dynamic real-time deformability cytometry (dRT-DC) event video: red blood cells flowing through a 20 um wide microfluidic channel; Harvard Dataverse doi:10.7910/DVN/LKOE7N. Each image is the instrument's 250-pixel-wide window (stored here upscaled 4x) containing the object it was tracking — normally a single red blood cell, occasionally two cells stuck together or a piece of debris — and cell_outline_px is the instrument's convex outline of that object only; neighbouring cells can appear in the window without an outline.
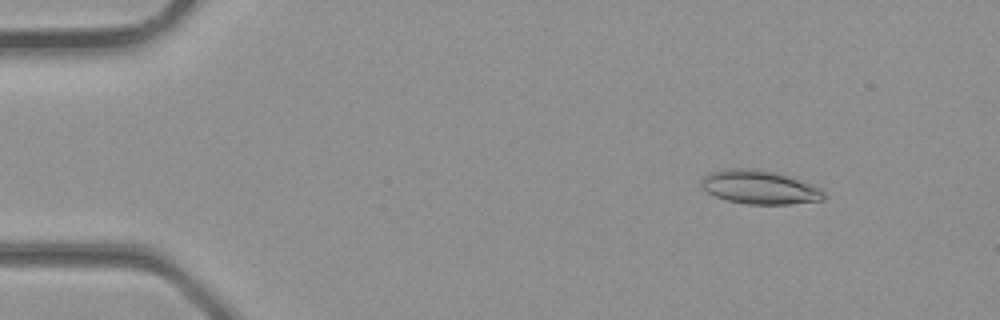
{"species": "common noctule bat (a hibernating species)", "species_latin": "Nyctalus noctula", "temperature_condition": "room temperature", "stored_images_in_passage": 3, "camera_frame_rate_fps": 3000, "um_per_image_px": 0.085, "animal": {"sex": "male", "body_mass_g": 23.1, "forearm_length_mm": 52.7}, "frame": {"image": 1, "passage_image": 3, "time_ms": 0.667, "image_size_px": [1000, 320], "cell_outline_px": [[824, 200], [788, 204], [748, 204], [724, 200], [708, 192], [700, 184], [700, 180], [708, 172], [732, 168], [752, 168], [772, 172], [788, 176], [824, 188]], "centroid_in_image_um": [64.56, 15.91], "position_along_channel_um": 20.4, "area_um2": 24.1}}